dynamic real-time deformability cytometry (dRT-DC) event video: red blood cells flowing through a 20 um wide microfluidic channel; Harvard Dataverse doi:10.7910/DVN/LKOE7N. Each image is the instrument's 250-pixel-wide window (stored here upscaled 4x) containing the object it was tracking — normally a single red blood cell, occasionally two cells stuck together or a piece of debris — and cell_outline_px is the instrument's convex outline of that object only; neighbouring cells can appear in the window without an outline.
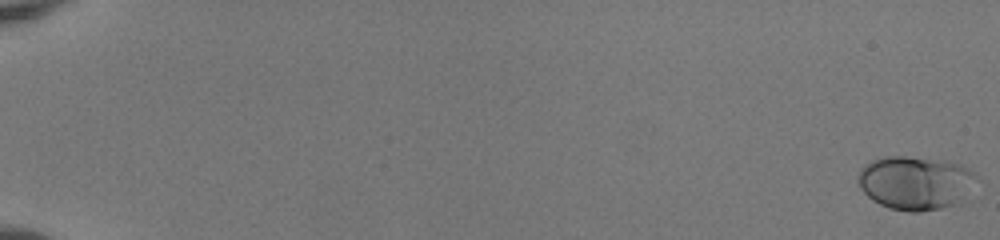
{"species": "human", "species_latin": "Homo sapiens", "temperature_condition": "room temperature", "stored_images_in_passage": 54, "camera_frame_rate_fps": 3000, "um_per_image_px": 0.085, "donor": {"sex": "female"}, "frame": {"image": 1, "passage_image": 1, "time_ms": 0.0, "image_size_px": [1000, 240], "cell_outline_px": [[980, 180], [972, 200], [960, 204], [940, 208], [916, 212], [908, 212], [888, 208], [872, 200], [860, 188], [856, 180], [860, 168], [864, 164], [872, 160], [884, 156], [904, 156], [944, 160], [960, 164], [968, 168], [980, 176]], "centroid_in_image_um": [77.94, 15.56], "position_along_channel_um": 7.1, "area_um2": 38.67}}
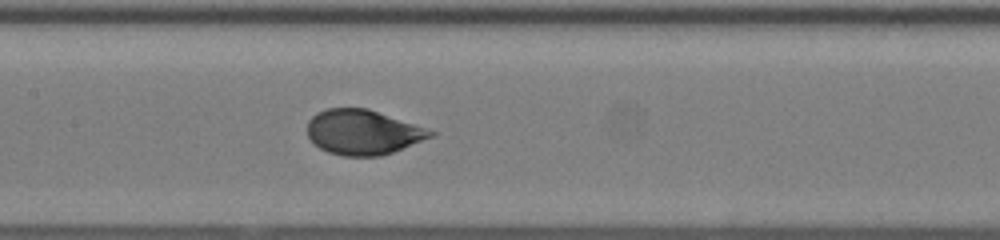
{"frame": {"image": 2, "passage_image": 30, "time_ms": 9.667, "image_size_px": [1000, 240], "cell_outline_px": [[436, 136], [392, 152], [380, 156], [344, 156], [328, 152], [320, 148], [308, 136], [308, 120], [316, 112], [328, 108], [368, 108], [436, 132]], "centroid_in_image_um": [30.85, 11.23], "position_along_channel_um": 176.6, "area_um2": 32.08}}
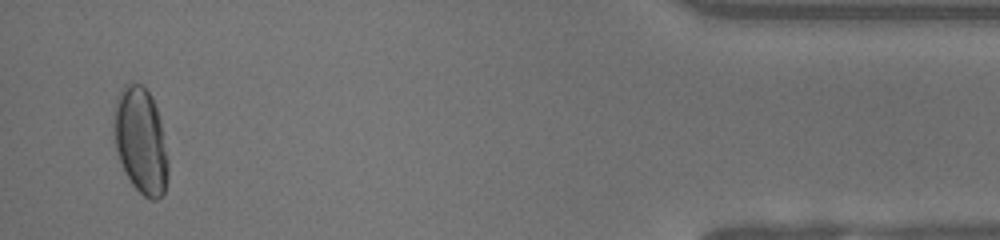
{"frame": {"image": 3, "passage_image": 53, "time_ms": 17.333, "image_size_px": [1000, 240], "cell_outline_px": [[168, 176], [164, 192], [156, 200], [152, 200], [144, 196], [132, 184], [120, 160], [116, 148], [112, 124], [112, 112], [116, 100], [124, 84], [128, 80], [140, 84], [152, 96], [156, 108], [160, 124], [168, 160]], "centroid_in_image_um": [11.93, 11.92], "position_along_channel_um": 423.3, "area_um2": 33.47}, "authors_computed_cell_mechanics": {"area_um2": 33.1483, "velocity_mm_per_s": 3.9993, "shape_relaxation_time_tau1_ms": 3.4023, "shape_relaxation_time_tau2_ms": null, "deformation_change_tau1": 0.1441, "deformation_change_tau2": null}}